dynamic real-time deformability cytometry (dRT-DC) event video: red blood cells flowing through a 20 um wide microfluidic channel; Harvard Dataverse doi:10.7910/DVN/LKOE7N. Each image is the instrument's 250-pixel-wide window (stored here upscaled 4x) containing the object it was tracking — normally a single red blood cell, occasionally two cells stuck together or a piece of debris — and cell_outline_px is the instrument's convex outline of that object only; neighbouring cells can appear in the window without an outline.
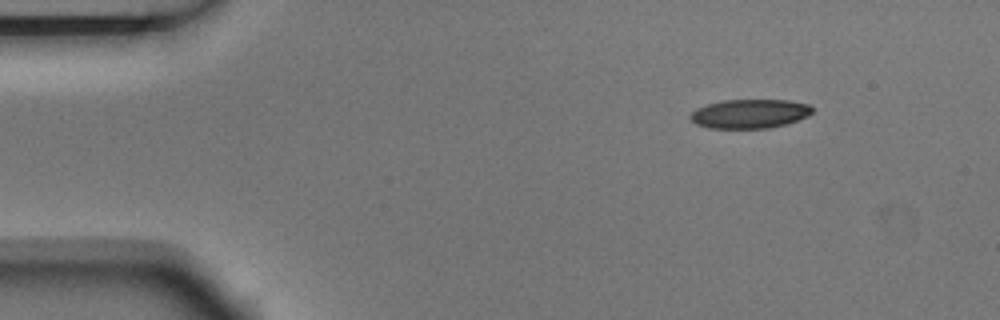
{"species": "Egyptian fruit bat (a non-hibernating species)", "species_latin": "Rousettus aegyptiacus", "temperature_condition": "room temperature", "stored_images_in_passage": 3, "camera_frame_rate_fps": 3000, "um_per_image_px": 0.085, "animal": {"sex": "male"}, "frame": {"image": 1, "passage_image": 1, "time_ms": 0.0, "image_size_px": [1000, 320], "cell_outline_px": [[812, 112], [808, 116], [784, 124], [768, 128], [708, 128], [696, 124], [688, 116], [696, 108], [708, 104], [724, 100], [788, 100], [808, 104], [812, 108]], "centroid_in_image_um": [63.7, 9.66], "position_along_channel_um": 21.3, "area_um2": 20.52}}